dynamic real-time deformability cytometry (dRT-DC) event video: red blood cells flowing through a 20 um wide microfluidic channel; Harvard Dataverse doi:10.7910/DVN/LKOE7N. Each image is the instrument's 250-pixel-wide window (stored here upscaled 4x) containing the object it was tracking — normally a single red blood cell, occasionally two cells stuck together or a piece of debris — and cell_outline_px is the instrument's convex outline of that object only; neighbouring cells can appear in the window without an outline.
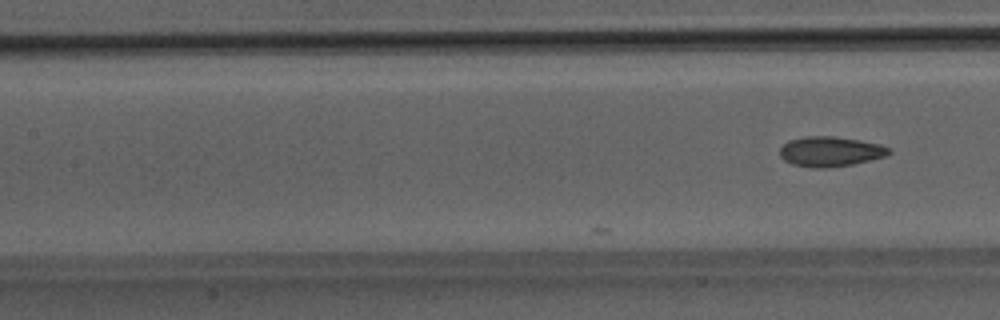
{"species": "Egyptian fruit bat (a non-hibernating species)", "species_latin": "Rousettus aegyptiacus", "temperature_condition": "room temperature", "stored_images_in_passage": 10, "camera_frame_rate_fps": 3000, "um_per_image_px": 0.085, "animal": {"sex": "male"}, "frame": {"image": 1, "passage_image": 10, "time_ms": 3.0, "image_size_px": [1000, 320], "cell_outline_px": [[892, 152], [884, 156], [852, 164], [828, 168], [812, 168], [792, 164], [784, 160], [780, 156], [780, 148], [788, 140], [804, 136], [832, 136], [860, 140], [880, 144], [892, 148]], "centroid_in_image_um": [70.56, 12.87], "position_along_channel_um": 136.8, "area_um2": 19.13}}